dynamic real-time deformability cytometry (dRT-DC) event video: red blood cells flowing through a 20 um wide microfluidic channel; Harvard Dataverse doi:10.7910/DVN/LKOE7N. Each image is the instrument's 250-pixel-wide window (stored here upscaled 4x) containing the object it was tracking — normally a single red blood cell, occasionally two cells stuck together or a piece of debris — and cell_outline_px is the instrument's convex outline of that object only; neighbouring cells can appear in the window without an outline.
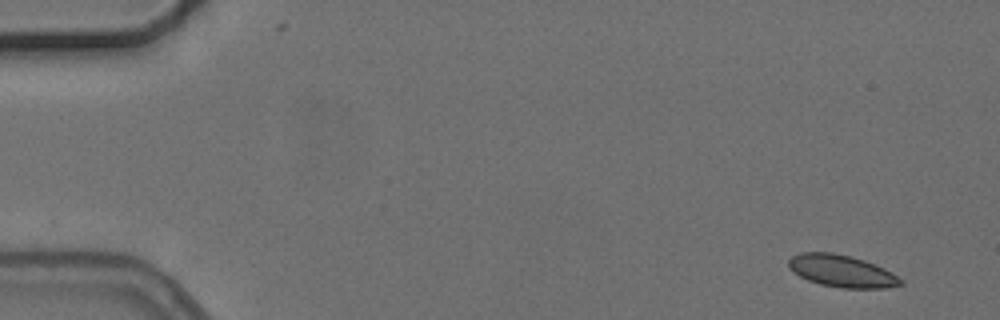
{"species": "common noctule bat (a hibernating species)", "species_latin": "Nyctalus noctula", "temperature_condition": "cold", "stored_images_in_passage": 5, "segment_of_instrument_passage": [2, 2], "camera_frame_rate_fps": 3000, "um_per_image_px": 0.085, "animal": {"sex": "female", "body_mass_g": 24.6, "forearm_length_mm": 56.2}, "frame": {"image": 1, "passage_image": 5, "time_ms": 5.333, "image_size_px": [1000, 320], "cell_outline_px": [[904, 284], [884, 288], [840, 288], [820, 284], [808, 280], [800, 276], [788, 268], [788, 260], [792, 256], [800, 252], [832, 252], [864, 260], [876, 264], [892, 272], [904, 280]], "centroid_in_image_um": [71.56, 23.04], "position_along_channel_um": 13.4, "area_um2": 21.1}}